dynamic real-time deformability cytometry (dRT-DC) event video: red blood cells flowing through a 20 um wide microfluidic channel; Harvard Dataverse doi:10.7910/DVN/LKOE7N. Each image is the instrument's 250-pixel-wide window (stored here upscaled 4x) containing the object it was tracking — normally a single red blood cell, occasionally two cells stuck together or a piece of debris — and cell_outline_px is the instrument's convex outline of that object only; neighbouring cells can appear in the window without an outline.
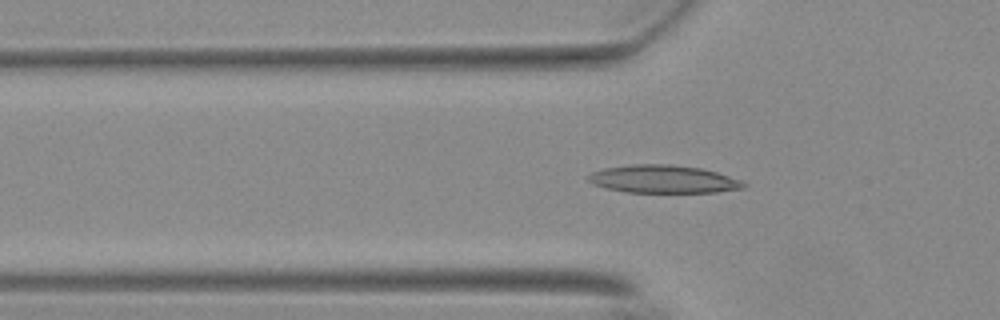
{"species": "Egyptian fruit bat (a non-hibernating species)", "species_latin": "Rousettus aegyptiacus", "temperature_condition": "warm", "stored_images_in_passage": 36, "camera_frame_rate_fps": 3000, "um_per_image_px": 0.085, "animal": {"sex": "female"}, "frame": {"image": 1, "passage_image": 8, "time_ms": 2.333, "image_size_px": [1000, 320], "cell_outline_px": [[748, 184], [744, 188], [716, 192], [628, 192], [604, 188], [592, 184], [588, 180], [588, 176], [592, 172], [604, 168], [632, 164], [668, 164], [700, 168], [716, 172], [740, 180]], "centroid_in_image_um": [56.36, 15.23], "position_along_channel_um": 69.4, "area_um2": 25.14}}
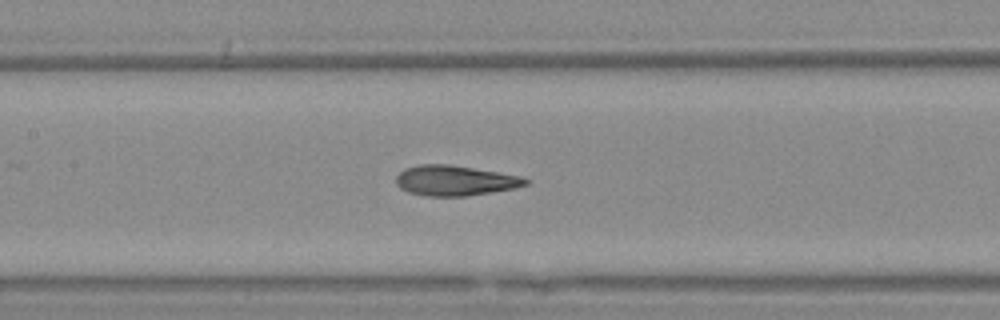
{"frame": {"image": 2, "passage_image": 16, "time_ms": 5.0, "image_size_px": [1000, 320], "cell_outline_px": [[528, 184], [516, 188], [468, 196], [428, 196], [408, 192], [400, 188], [396, 184], [396, 176], [404, 168], [420, 164], [448, 164], [520, 176], [528, 180]], "centroid_in_image_um": [38.64, 15.35], "position_along_channel_um": 168.8, "area_um2": 22.72}}
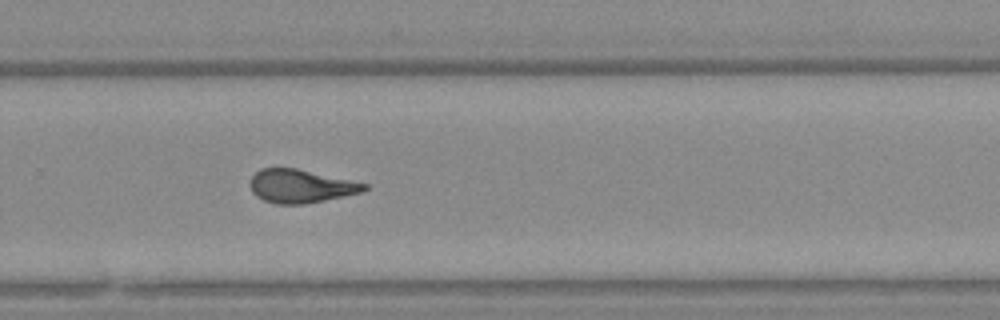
{"frame": {"image": 3, "passage_image": 27, "time_ms": 8.667, "image_size_px": [1000, 320], "cell_outline_px": [[368, 188], [360, 192], [324, 200], [304, 204], [276, 204], [264, 200], [256, 196], [252, 192], [248, 184], [252, 176], [260, 168], [296, 168], [368, 184]], "centroid_in_image_um": [25.5, 15.82], "position_along_channel_um": 304.3, "area_um2": 22.02}, "authors_computed_cell_mechanics": {"area_um2": 22.7154, "velocity_mm_per_s": 3.7092, "shape_relaxation_time_tau1_ms": 8.3844, "shape_relaxation_time_tau2_ms": 1.6649, "deformation_change_tau1": 0.2421, "deformation_change_tau2": 0.0989}}